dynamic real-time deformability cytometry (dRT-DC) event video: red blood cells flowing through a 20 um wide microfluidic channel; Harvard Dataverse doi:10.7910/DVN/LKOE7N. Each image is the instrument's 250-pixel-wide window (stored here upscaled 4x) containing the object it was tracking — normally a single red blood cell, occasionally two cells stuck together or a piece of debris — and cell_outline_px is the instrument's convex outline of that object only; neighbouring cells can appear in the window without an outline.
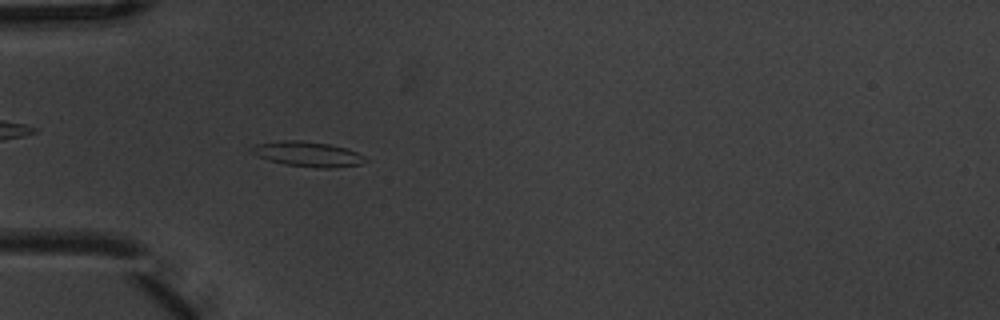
{"species": "common noctule bat (a hibernating species)", "species_latin": "Nyctalus noctula", "temperature_condition": "warm", "stored_images_in_passage": 5, "camera_frame_rate_fps": 3000, "um_per_image_px": 0.085, "animal": {"sex": "male", "body_mass_g": 20.1, "forearm_length_mm": 53.5}, "frame": {"image": 1, "passage_image": 5, "time_ms": 1.333, "image_size_px": [1000, 320], "cell_outline_px": [[368, 160], [360, 164], [328, 168], [316, 168], [284, 164], [268, 160], [256, 156], [248, 152], [248, 148], [256, 144], [284, 140], [304, 140], [328, 144], [348, 148], [364, 156]], "centroid_in_image_um": [26.1, 13.09], "position_along_channel_um": 58.9, "area_um2": 16.76}}